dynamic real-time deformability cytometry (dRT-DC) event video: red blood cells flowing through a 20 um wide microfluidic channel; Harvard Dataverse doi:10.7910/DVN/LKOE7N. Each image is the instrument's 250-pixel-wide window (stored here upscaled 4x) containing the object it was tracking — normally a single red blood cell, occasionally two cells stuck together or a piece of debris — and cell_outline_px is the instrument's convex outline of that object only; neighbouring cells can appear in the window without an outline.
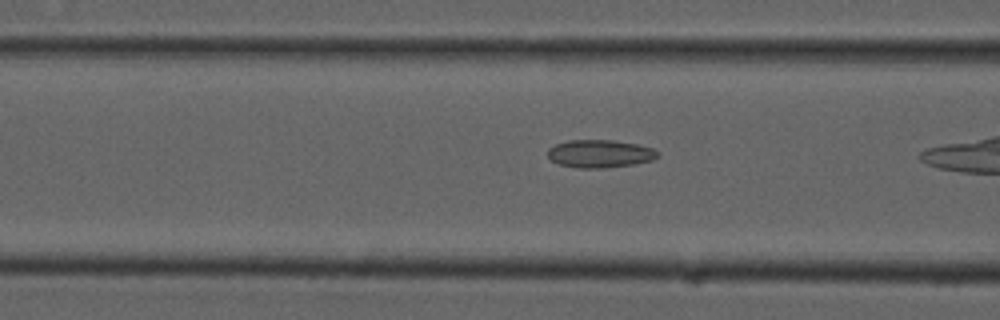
{"species": "common noctule bat (a hibernating species)", "species_latin": "Nyctalus noctula", "temperature_condition": "cold", "stored_images_in_passage": 21, "camera_frame_rate_fps": 3000, "um_per_image_px": 0.085, "animal": {"sex": "male", "forearm_length_mm": 52.5}, "frame": {"image": 1, "passage_image": 18, "time_ms": 5.667, "image_size_px": [1000, 320], "cell_outline_px": [[660, 156], [652, 160], [632, 164], [600, 168], [580, 168], [560, 164], [552, 160], [548, 156], [548, 148], [556, 144], [568, 140], [612, 140], [636, 144], [652, 148], [660, 152]], "centroid_in_image_um": [51.0, 13.05], "position_along_channel_um": 115.6, "area_um2": 17.69}}